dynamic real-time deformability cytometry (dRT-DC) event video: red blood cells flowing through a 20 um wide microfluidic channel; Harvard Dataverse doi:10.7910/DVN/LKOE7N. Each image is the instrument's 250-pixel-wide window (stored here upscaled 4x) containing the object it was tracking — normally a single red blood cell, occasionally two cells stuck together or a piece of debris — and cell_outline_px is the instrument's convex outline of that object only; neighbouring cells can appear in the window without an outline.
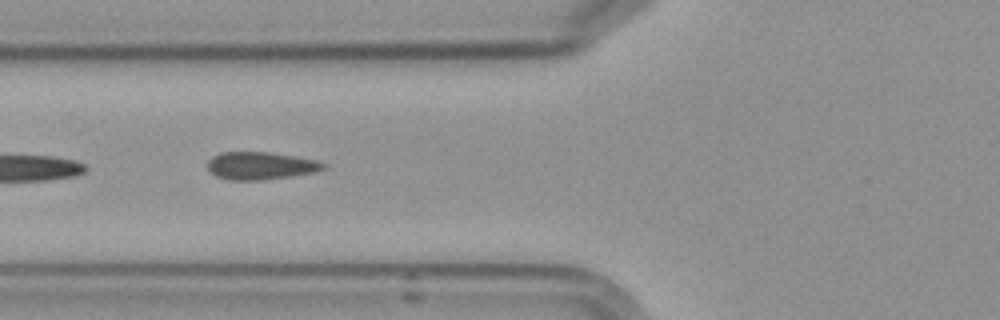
{"species": "Egyptian fruit bat (a non-hibernating species)", "species_latin": "Rousettus aegyptiacus", "temperature_condition": "cold", "stored_images_in_passage": 5, "camera_frame_rate_fps": 3000, "um_per_image_px": 0.085, "frame": {"image": 1, "passage_image": 5, "time_ms": 4.667, "image_size_px": [1000, 320], "cell_outline_px": [[328, 164], [324, 168], [312, 172], [288, 176], [260, 180], [228, 180], [216, 176], [208, 168], [208, 160], [212, 156], [220, 152], [272, 152], [296, 156], [316, 160]], "centroid_in_image_um": [22.12, 14.07], "position_along_channel_um": 103.7, "area_um2": 18.55}}